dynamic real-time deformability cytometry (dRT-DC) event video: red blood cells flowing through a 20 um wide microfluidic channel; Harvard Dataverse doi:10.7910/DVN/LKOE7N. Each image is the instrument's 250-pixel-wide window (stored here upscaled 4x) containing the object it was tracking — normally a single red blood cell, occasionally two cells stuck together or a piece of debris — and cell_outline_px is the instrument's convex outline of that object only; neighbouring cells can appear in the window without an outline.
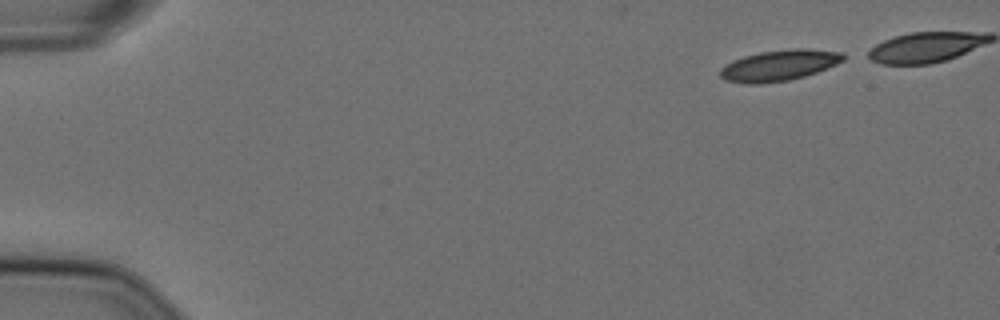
{"species": "Egyptian fruit bat (a non-hibernating species)", "species_latin": "Rousettus aegyptiacus", "temperature_condition": "cold", "stored_images_in_passage": 31, "camera_frame_rate_fps": 3000, "um_per_image_px": 0.085, "animal": {"sex": "female"}, "frame": {"image": 1, "passage_image": 1, "time_ms": 0.0, "image_size_px": [1000, 320], "cell_outline_px": [[844, 60], [836, 64], [816, 72], [804, 76], [788, 80], [760, 84], [744, 84], [724, 80], [720, 76], [720, 68], [732, 60], [744, 56], [760, 52], [792, 48], [808, 48], [844, 52]], "centroid_in_image_um": [66.21, 5.55], "position_along_channel_um": 18.8, "area_um2": 22.31}}
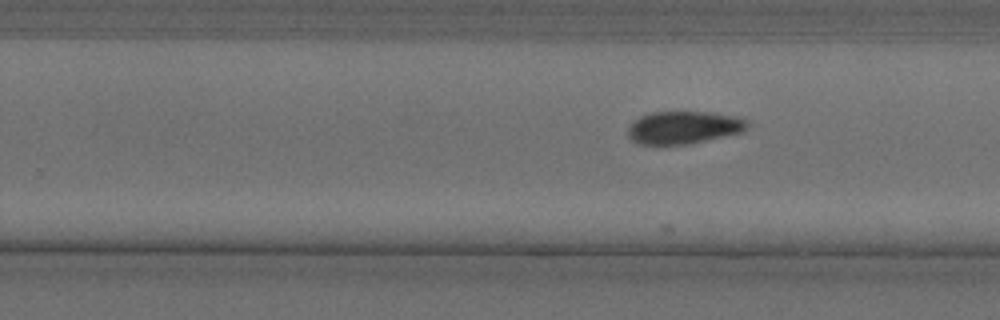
{"frame": {"image": 2, "passage_image": 31, "time_ms": 10.0, "image_size_px": [1000, 320], "cell_outline_px": [[748, 128], [740, 132], [688, 144], [636, 144], [628, 136], [628, 128], [640, 116], [652, 112], [708, 112], [736, 116], [748, 120]], "centroid_in_image_um": [58.11, 10.83], "position_along_channel_um": 271.7, "area_um2": 22.48}}